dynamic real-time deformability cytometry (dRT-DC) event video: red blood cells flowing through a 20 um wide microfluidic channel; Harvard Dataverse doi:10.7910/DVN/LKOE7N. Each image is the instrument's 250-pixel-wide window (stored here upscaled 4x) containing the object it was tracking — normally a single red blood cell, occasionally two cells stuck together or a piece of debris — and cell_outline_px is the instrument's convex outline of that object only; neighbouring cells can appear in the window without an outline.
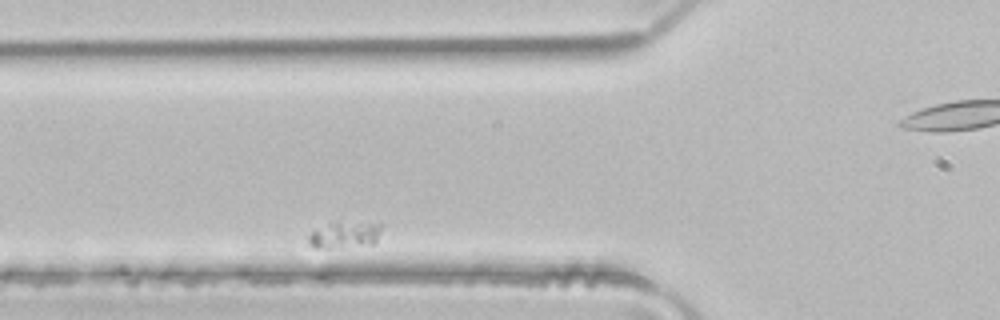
{"species": "common noctule bat (a hibernating species)", "species_latin": "Nyctalus noctula", "temperature_condition": "room temperature", "stored_images_in_passage": 3, "camera_frame_rate_fps": 3000, "um_per_image_px": 0.085, "animal": {"sex": "male", "body_mass_g": 21.5, "forearm_length_mm": 52.0}, "frame": {"image": 1, "passage_image": 3, "time_ms": 0.667, "image_size_px": [1000, 320], "cell_outline_px": [[380, 232], [376, 240], [372, 244], [328, 248], [312, 248], [308, 244], [308, 236], [312, 232], [328, 224], [380, 224]], "centroid_in_image_um": [29.23, 20.02], "position_along_channel_um": 96.6, "area_um2": 10.52}}